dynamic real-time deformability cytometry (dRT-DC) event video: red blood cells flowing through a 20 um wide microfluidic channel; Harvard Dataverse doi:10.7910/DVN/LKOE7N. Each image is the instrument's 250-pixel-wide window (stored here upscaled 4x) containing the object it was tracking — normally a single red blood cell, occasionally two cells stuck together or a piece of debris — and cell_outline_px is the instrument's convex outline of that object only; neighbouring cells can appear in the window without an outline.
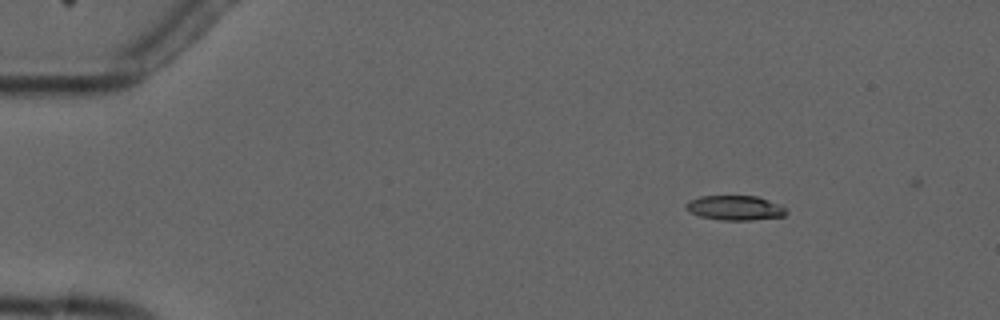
{"species": "common noctule bat (a hibernating species)", "species_latin": "Nyctalus noctula", "temperature_condition": "cold", "stored_images_in_passage": 4, "camera_frame_rate_fps": 3000, "um_per_image_px": 0.085, "animal": {"sex": "male", "forearm_length_mm": 52.5}, "frame": {"image": 1, "passage_image": 2, "time_ms": 2.0, "image_size_px": [1000, 320], "cell_outline_px": [[788, 212], [784, 216], [752, 220], [720, 220], [700, 216], [688, 212], [684, 208], [684, 204], [688, 200], [700, 196], [756, 196], [780, 204], [788, 208]], "centroid_in_image_um": [62.46, 17.67], "position_along_channel_um": 22.5, "area_um2": 14.68}}